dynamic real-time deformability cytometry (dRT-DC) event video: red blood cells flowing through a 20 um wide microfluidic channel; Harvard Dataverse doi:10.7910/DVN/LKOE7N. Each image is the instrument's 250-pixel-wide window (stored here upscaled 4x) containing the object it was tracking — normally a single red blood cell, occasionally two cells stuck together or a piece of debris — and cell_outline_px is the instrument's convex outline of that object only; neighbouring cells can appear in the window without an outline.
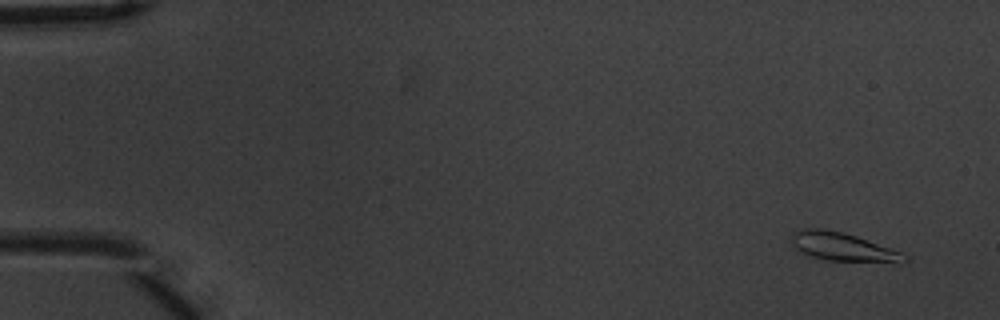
{"species": "common noctule bat (a hibernating species)", "species_latin": "Nyctalus noctula", "temperature_condition": "warm", "stored_images_in_passage": 5, "camera_frame_rate_fps": 3000, "um_per_image_px": 0.085, "animal": {"sex": "male", "body_mass_g": 20.1, "forearm_length_mm": 53.5}, "frame": {"image": 1, "passage_image": 1, "time_ms": 0.0, "image_size_px": [1000, 320], "cell_outline_px": [[908, 260], [900, 264], [828, 260], [812, 256], [796, 248], [792, 244], [792, 232], [804, 228], [820, 228], [844, 232], [904, 252], [908, 256]], "centroid_in_image_um": [71.76, 21.01], "position_along_channel_um": 13.2, "area_um2": 19.07}}